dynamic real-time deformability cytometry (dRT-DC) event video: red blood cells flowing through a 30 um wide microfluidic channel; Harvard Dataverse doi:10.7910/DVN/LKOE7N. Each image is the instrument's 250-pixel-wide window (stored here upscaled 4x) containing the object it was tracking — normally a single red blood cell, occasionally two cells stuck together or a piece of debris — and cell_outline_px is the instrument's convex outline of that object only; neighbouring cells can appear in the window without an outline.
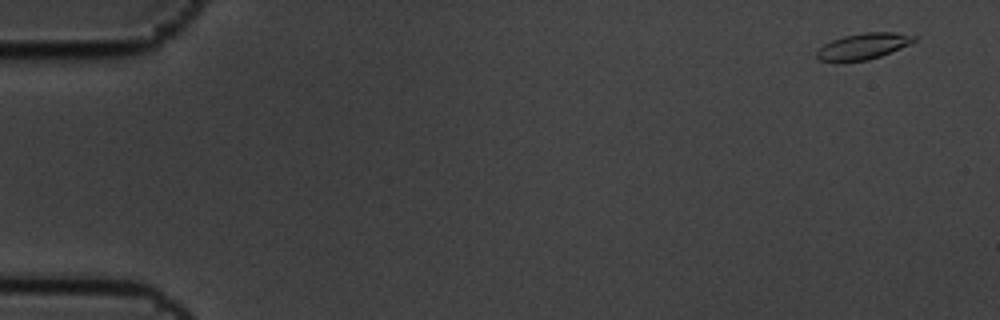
{"species": "common noctule bat (a hibernating species)", "species_latin": "Nyctalus noctula", "temperature_condition": "cold", "stored_images_in_passage": 5, "camera_frame_rate_fps": 3000, "um_per_image_px": 0.085, "animal": {"sex": "male", "body_mass_g": 19.5, "forearm_length_mm": 54.6}, "frame": {"image": 1, "passage_image": 1, "time_ms": 0.0, "image_size_px": [1000, 320], "cell_outline_px": [[916, 40], [908, 44], [880, 56], [868, 60], [820, 60], [816, 56], [816, 52], [824, 44], [832, 40], [844, 36], [864, 32], [896, 32], [916, 36]], "centroid_in_image_um": [73.39, 3.9], "position_along_channel_um": 11.6, "area_um2": 14.33}}
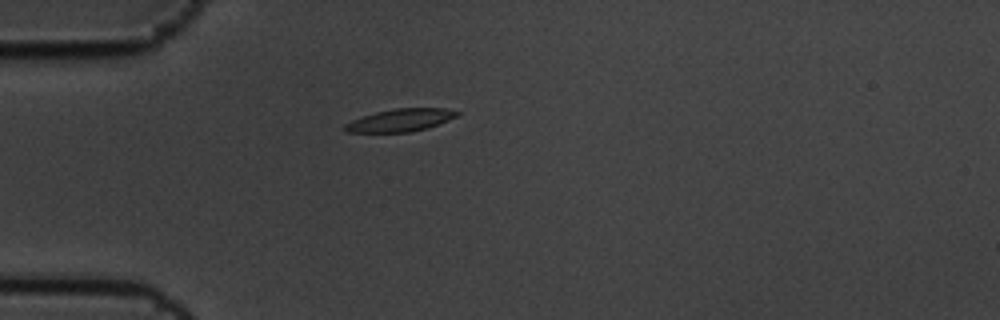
{"frame": {"image": 2, "passage_image": 5, "time_ms": 1.333, "image_size_px": [1000, 320], "cell_outline_px": [[460, 112], [456, 116], [448, 120], [428, 128], [412, 132], [348, 132], [344, 128], [344, 124], [352, 120], [376, 112], [392, 108], [444, 108]], "centroid_in_image_um": [34.04, 10.21], "position_along_channel_um": 51.0, "area_um2": 14.68}}